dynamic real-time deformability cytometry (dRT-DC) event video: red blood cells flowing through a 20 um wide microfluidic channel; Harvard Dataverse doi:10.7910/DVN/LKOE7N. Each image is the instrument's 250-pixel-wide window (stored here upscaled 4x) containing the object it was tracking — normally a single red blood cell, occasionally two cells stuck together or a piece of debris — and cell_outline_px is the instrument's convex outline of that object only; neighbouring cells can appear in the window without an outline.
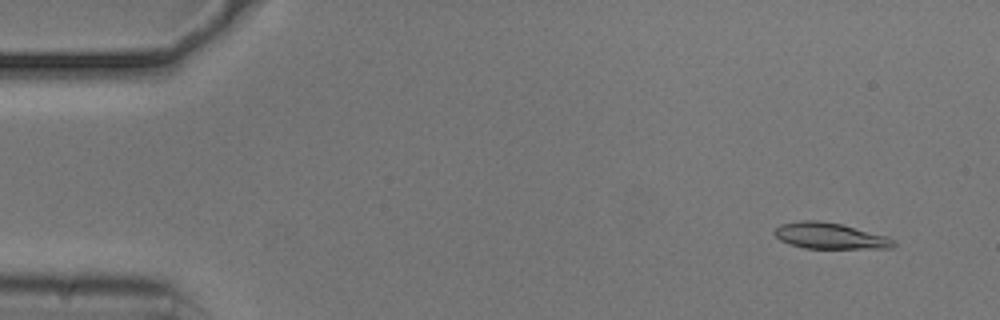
{"species": "common noctule bat (a hibernating species)", "species_latin": "Nyctalus noctula", "temperature_condition": "cold", "stored_images_in_passage": 54, "camera_frame_rate_fps": 3000, "um_per_image_px": 0.085, "animal": {"sex": "male", "body_mass_g": 20.5, "forearm_length_mm": 52.5}, "frame": {"image": 1, "passage_image": 4, "time_ms": 1.0, "image_size_px": [1000, 320], "cell_outline_px": [[896, 244], [892, 248], [804, 248], [788, 244], [780, 240], [772, 232], [780, 224], [800, 220], [820, 220], [840, 224], [888, 236], [896, 240]], "centroid_in_image_um": [70.53, 20.05], "position_along_channel_um": 14.5, "area_um2": 18.21}}
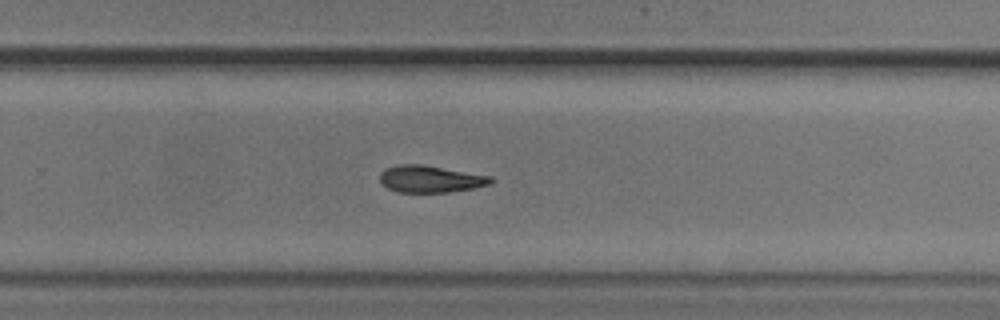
{"frame": {"image": 2, "passage_image": 35, "time_ms": 11.333, "image_size_px": [1000, 320], "cell_outline_px": [[496, 180], [492, 184], [472, 188], [448, 192], [396, 192], [388, 188], [380, 180], [380, 172], [384, 168], [396, 164], [424, 164], [492, 176]], "centroid_in_image_um": [36.6, 15.2], "position_along_channel_um": 293.2, "area_um2": 17.69}}
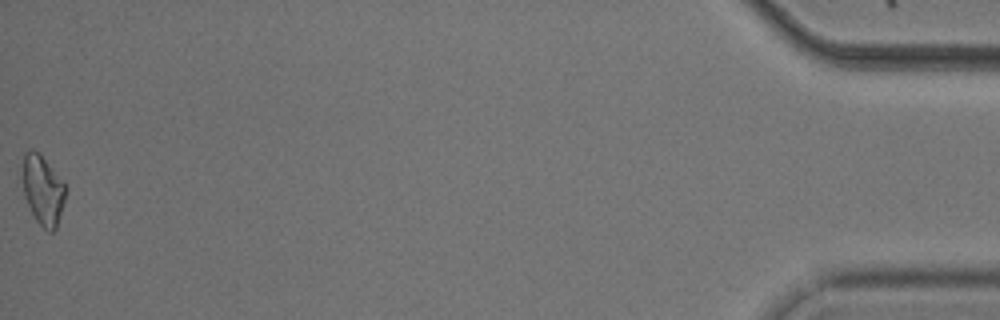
{"frame": {"image": 3, "passage_image": 54, "time_ms": 17.667, "image_size_px": [1000, 320], "cell_outline_px": [[68, 188], [56, 228], [52, 232], [48, 232], [36, 220], [24, 196], [20, 176], [20, 168], [24, 152], [32, 148], [40, 152]], "centroid_in_image_um": [3.6, 16.08], "position_along_channel_um": 431.6, "area_um2": 18.03}, "authors_computed_cell_mechanics": {"area_um2": 18.0336, "velocity_mm_per_s": 3.7328, "shape_relaxation_time_tau1_ms": 3.8058, "shape_relaxation_time_tau2_ms": null, "deformation_change_tau1": 0.1086, "deformation_change_tau2": null}}